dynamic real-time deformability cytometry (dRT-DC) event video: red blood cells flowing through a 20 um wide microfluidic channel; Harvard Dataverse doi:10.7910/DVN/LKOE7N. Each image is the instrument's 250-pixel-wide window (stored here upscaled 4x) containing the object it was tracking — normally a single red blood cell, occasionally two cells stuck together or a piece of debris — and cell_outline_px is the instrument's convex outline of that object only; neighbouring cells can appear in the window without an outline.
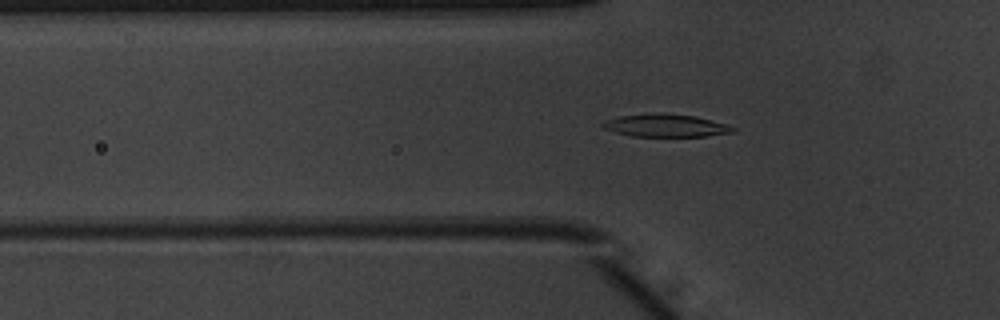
{"species": "common noctule bat (a hibernating species)", "species_latin": "Nyctalus noctula", "temperature_condition": "warm", "stored_images_in_passage": 53, "camera_frame_rate_fps": 3000, "um_per_image_px": 0.085, "animal": {"sex": "male", "body_mass_g": 20.1, "forearm_length_mm": 53.5}, "frame": {"image": 1, "passage_image": 19, "time_ms": 6.0, "image_size_px": [1000, 320], "cell_outline_px": [[736, 132], [708, 136], [632, 136], [616, 132], [604, 128], [600, 124], [604, 120], [620, 116], [648, 112], [664, 112], [696, 116], [728, 124], [736, 128]], "centroid_in_image_um": [56.61, 10.65], "position_along_channel_um": 69.2, "area_um2": 17.63}}
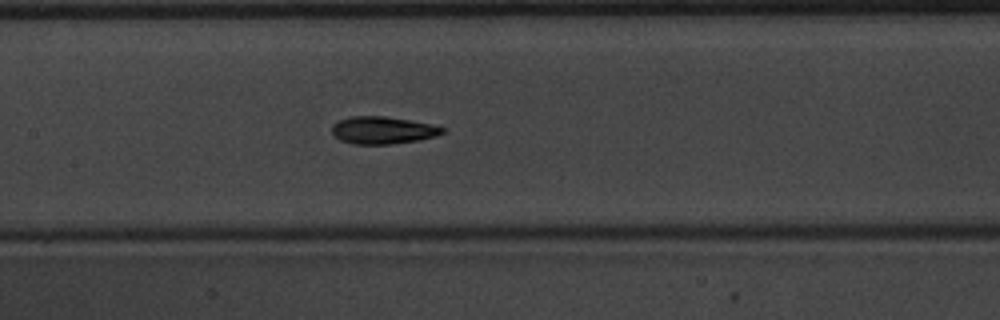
{"frame": {"image": 2, "passage_image": 27, "time_ms": 8.667, "image_size_px": [1000, 320], "cell_outline_px": [[444, 132], [436, 136], [420, 140], [388, 144], [352, 144], [340, 140], [332, 136], [332, 124], [340, 120], [352, 116], [388, 116], [432, 124], [444, 128]], "centroid_in_image_um": [32.51, 11.07], "position_along_channel_um": 174.9, "area_um2": 17.74}}
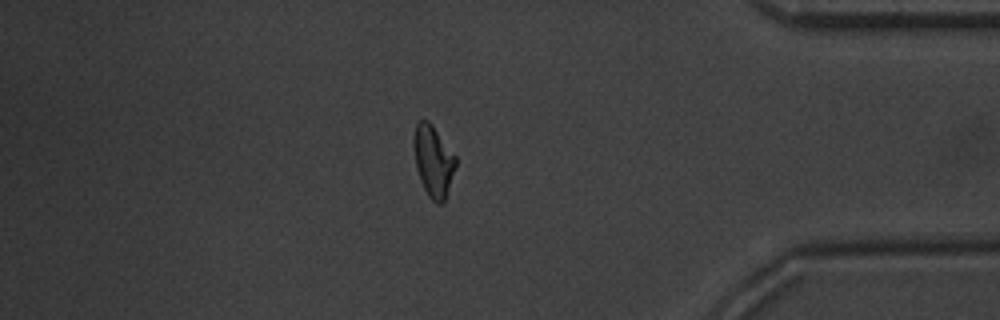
{"frame": {"image": 3, "passage_image": 46, "time_ms": 15.0, "image_size_px": [1000, 320], "cell_outline_px": [[456, 164], [444, 204], [436, 204], [428, 196], [424, 188], [416, 168], [412, 144], [412, 140], [416, 124], [420, 120], [428, 120], [432, 124], [456, 156]], "centroid_in_image_um": [36.82, 13.68], "position_along_channel_um": 398.4, "area_um2": 17.57}, "authors_computed_cell_mechanics": {"area_um2": 17.2822, "velocity_mm_per_s": 3.9753, "shape_relaxation_time_tau1_ms": 3.8706, "shape_relaxation_time_tau2_ms": 1.5738, "deformation_change_tau1": 0.1638, "deformation_change_tau2": 0.068}}